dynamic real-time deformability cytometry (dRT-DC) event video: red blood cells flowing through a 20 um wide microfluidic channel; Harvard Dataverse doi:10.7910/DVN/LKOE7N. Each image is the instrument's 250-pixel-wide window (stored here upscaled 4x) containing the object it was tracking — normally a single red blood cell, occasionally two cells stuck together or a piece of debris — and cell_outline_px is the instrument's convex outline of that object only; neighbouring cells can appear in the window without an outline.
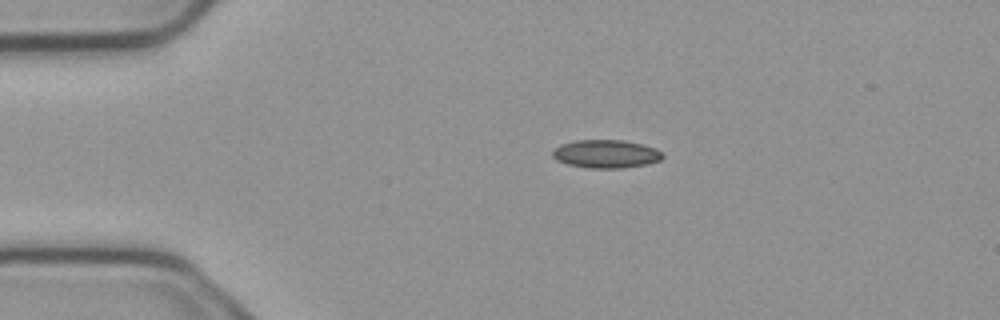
{"species": "common noctule bat (a hibernating species)", "species_latin": "Nyctalus noctula", "temperature_condition": "cold", "stored_images_in_passage": 3, "camera_frame_rate_fps": 3000, "um_per_image_px": 0.085, "animal": {"sex": "male", "body_mass_g": 23.1, "forearm_length_mm": 52.7}, "frame": {"image": 1, "passage_image": 1, "time_ms": 0.0, "image_size_px": [1000, 320], "cell_outline_px": [[664, 156], [660, 160], [648, 164], [624, 168], [588, 168], [568, 164], [556, 160], [552, 156], [552, 152], [560, 144], [576, 140], [624, 140], [656, 148]], "centroid_in_image_um": [51.5, 13.08], "position_along_channel_um": 33.5, "area_um2": 18.09}}
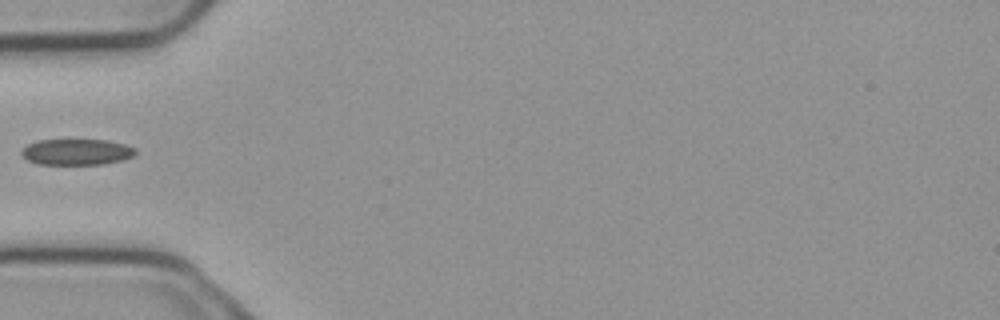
{"frame": {"image": 2, "passage_image": 3, "time_ms": 0.667, "image_size_px": [1000, 320], "cell_outline_px": [[136, 152], [132, 156], [120, 160], [100, 164], [40, 164], [28, 160], [20, 152], [28, 144], [36, 140], [108, 140], [124, 144], [136, 148]], "centroid_in_image_um": [6.51, 12.9], "position_along_channel_um": 78.5, "area_um2": 17.05}}